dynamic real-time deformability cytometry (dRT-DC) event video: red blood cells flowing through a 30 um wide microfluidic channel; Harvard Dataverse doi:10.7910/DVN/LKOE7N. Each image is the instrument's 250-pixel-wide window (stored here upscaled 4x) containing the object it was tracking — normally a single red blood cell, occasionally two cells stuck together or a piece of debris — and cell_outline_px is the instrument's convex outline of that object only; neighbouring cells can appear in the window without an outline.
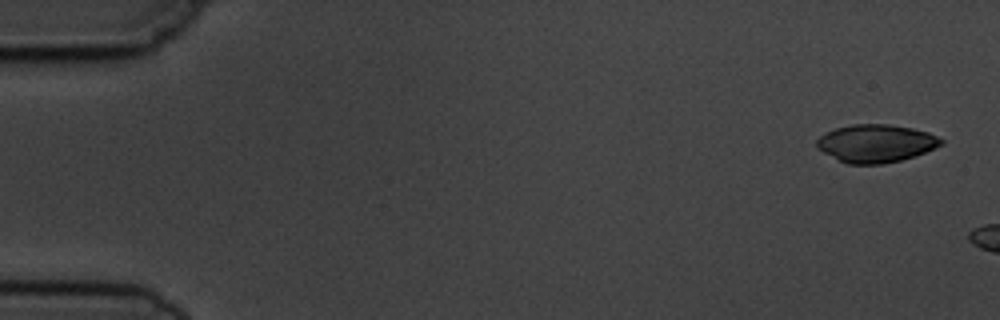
{"species": "common noctule bat (a hibernating species)", "species_latin": "Nyctalus noctula", "temperature_condition": "cold", "stored_images_in_passage": 4, "camera_frame_rate_fps": 3000, "um_per_image_px": 0.085, "animal": {"sex": "male", "body_mass_g": 19.5, "forearm_length_mm": 54.6}, "frame": {"image": 1, "passage_image": 1, "time_ms": 0.0, "image_size_px": [1000, 320], "cell_outline_px": [[944, 144], [936, 148], [916, 156], [900, 160], [880, 164], [848, 164], [816, 148], [816, 140], [820, 136], [836, 128], [852, 124], [888, 124], [912, 128], [928, 132], [944, 140]], "centroid_in_image_um": [74.48, 12.18], "position_along_channel_um": 10.5, "area_um2": 27.4}}